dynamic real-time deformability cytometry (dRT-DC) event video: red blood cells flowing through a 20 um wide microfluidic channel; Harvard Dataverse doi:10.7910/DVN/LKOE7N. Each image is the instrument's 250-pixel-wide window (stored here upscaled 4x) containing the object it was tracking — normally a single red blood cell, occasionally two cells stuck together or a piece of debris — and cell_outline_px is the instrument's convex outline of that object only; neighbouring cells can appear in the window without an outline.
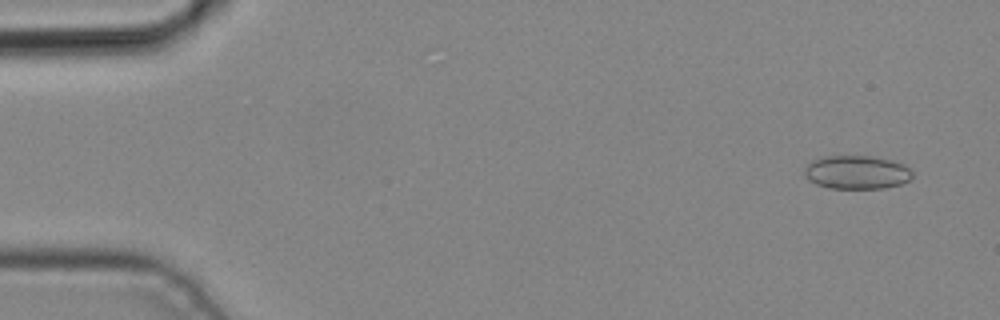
{"species": "common noctule bat (a hibernating species)", "species_latin": "Nyctalus noctula", "temperature_condition": "cold", "stored_images_in_passage": 4, "camera_frame_rate_fps": 3000, "um_per_image_px": 0.085, "animal": {"sex": "male", "body_mass_g": 19.2, "forearm_length_mm": 51.8}, "frame": {"image": 1, "passage_image": 1, "time_ms": 0.0, "image_size_px": [1000, 320], "cell_outline_px": [[912, 176], [908, 180], [900, 184], [884, 188], [828, 188], [816, 184], [808, 180], [804, 176], [804, 168], [812, 160], [828, 156], [872, 156], [892, 160], [904, 164], [912, 168]], "centroid_in_image_um": [72.82, 14.64], "position_along_channel_um": 12.2, "area_um2": 21.21}}
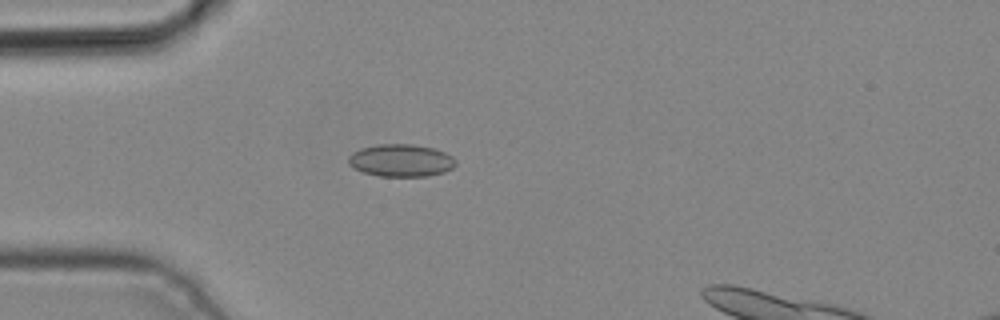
{"frame": {"image": 2, "passage_image": 4, "time_ms": 1.0, "image_size_px": [1000, 320], "cell_outline_px": [[456, 164], [452, 168], [444, 172], [428, 176], [380, 176], [364, 172], [348, 164], [348, 156], [352, 152], [360, 148], [376, 144], [412, 144], [432, 148], [444, 152], [452, 156], [456, 160]], "centroid_in_image_um": [34.08, 13.63], "position_along_channel_um": 50.9, "area_um2": 20.29}}